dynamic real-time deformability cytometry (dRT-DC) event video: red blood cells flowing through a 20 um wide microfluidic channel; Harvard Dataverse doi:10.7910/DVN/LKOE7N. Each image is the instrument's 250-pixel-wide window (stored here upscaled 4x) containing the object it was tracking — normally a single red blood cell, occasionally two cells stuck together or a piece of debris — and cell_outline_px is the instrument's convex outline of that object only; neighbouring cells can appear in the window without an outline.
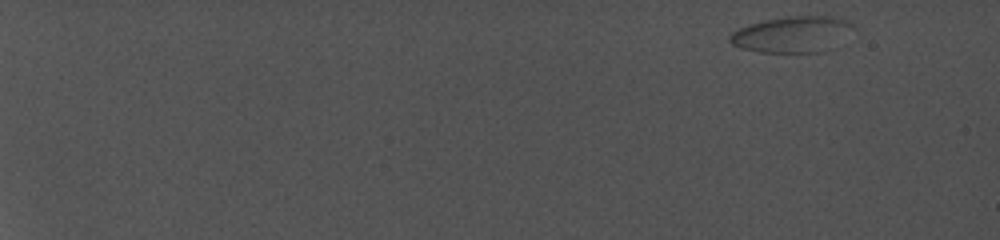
{"species": "common noctule bat (a hibernating species)", "species_latin": "Nyctalus noctula", "temperature_condition": "cold", "stored_images_in_passage": 14, "camera_frame_rate_fps": 5000, "um_per_image_px": 0.085, "animal": {"sex": "female", "body_mass_g": 19.0, "forearm_length_mm": 56.7}, "frame": {"image": 1, "passage_image": 1, "time_ms": 0.0, "image_size_px": [1000, 240], "cell_outline_px": [[856, 28], [820, 52], [760, 52], [740, 48], [732, 44], [728, 40], [728, 36], [732, 32], [748, 24], [764, 20], [788, 16], [832, 16], [848, 20], [856, 24]], "centroid_in_image_um": [67.3, 2.89], "position_along_channel_um": 17.7, "area_um2": 25.72}}
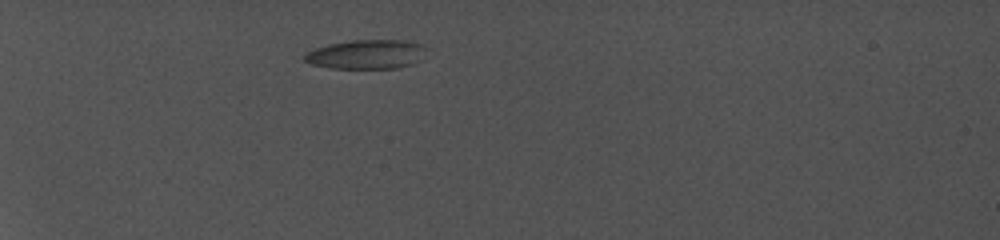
{"frame": {"image": 2, "passage_image": 8, "time_ms": 5.8, "image_size_px": [1000, 240], "cell_outline_px": [[432, 48], [424, 60], [412, 64], [396, 68], [328, 68], [312, 64], [304, 60], [304, 56], [308, 52], [316, 48], [328, 44], [352, 40], [404, 40], [424, 44]], "centroid_in_image_um": [31.3, 4.61], "position_along_channel_um": 53.7, "area_um2": 21.27}}
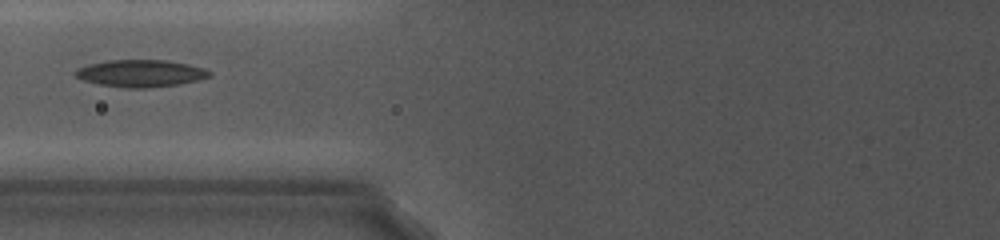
{"frame": {"image": 3, "passage_image": 11, "time_ms": 9.0, "image_size_px": [1000, 240], "cell_outline_px": [[212, 76], [200, 80], [180, 84], [148, 88], [128, 88], [100, 84], [84, 80], [76, 76], [72, 72], [76, 68], [88, 64], [108, 60], [168, 60], [188, 64], [204, 68], [212, 72]], "centroid_in_image_um": [11.98, 6.23], "position_along_channel_um": 113.8, "area_um2": 21.39}}